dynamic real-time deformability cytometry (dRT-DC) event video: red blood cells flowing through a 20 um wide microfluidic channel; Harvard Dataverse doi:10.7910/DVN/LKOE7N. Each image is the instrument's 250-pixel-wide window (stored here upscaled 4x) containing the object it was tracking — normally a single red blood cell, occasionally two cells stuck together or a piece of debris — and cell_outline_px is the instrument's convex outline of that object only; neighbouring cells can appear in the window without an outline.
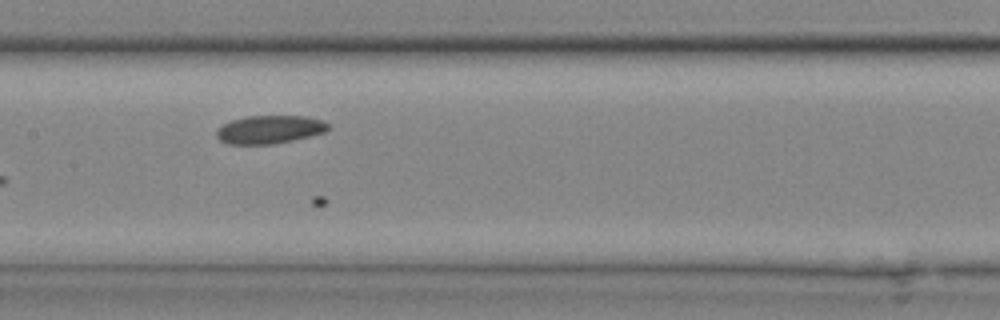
{"species": "common noctule bat (a hibernating species)", "species_latin": "Nyctalus noctula", "temperature_condition": "cold", "stored_images_in_passage": 28, "camera_frame_rate_fps": 3000, "um_per_image_px": 0.085, "animal": {"sex": "male", "body_mass_g": 20.4}, "frame": {"image": 1, "passage_image": 15, "time_ms": 4.667, "image_size_px": [1000, 320], "cell_outline_px": [[328, 128], [324, 132], [292, 140], [272, 144], [228, 144], [220, 140], [216, 136], [216, 132], [224, 124], [232, 120], [248, 116], [304, 116], [324, 120], [328, 124]], "centroid_in_image_um": [22.91, 11.0], "position_along_channel_um": 184.5, "area_um2": 18.09}}